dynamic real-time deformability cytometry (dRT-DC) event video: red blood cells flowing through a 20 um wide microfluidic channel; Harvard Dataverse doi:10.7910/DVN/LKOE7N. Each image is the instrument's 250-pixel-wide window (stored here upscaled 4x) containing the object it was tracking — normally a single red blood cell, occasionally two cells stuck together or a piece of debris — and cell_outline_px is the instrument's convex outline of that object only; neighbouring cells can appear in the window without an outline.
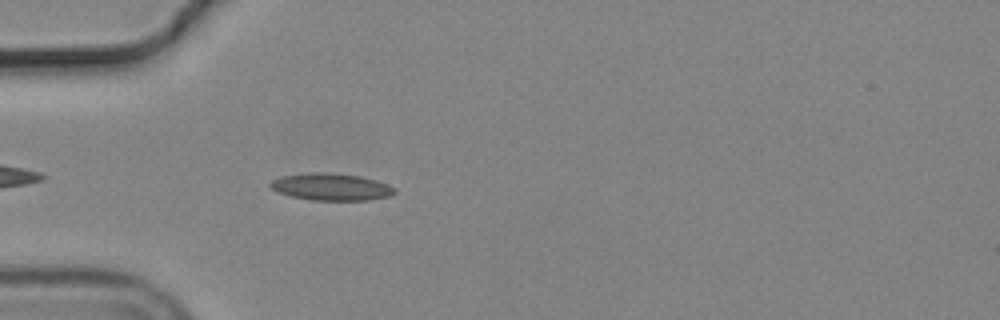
{"species": "common noctule bat (a hibernating species)", "species_latin": "Nyctalus noctula", "temperature_condition": "cold", "stored_images_in_passage": 14, "camera_frame_rate_fps": 3000, "um_per_image_px": 0.085, "animal": {"sex": "male", "body_mass_g": 19.2, "forearm_length_mm": 51.8}, "frame": {"image": 1, "passage_image": 4, "time_ms": 1.0, "image_size_px": [1000, 320], "cell_outline_px": [[396, 192], [388, 196], [368, 200], [316, 200], [292, 196], [280, 192], [272, 188], [268, 184], [272, 180], [280, 176], [308, 172], [324, 172], [360, 176], [376, 180], [392, 188]], "centroid_in_image_um": [28.1, 15.87], "position_along_channel_um": 56.9, "area_um2": 19.25}}
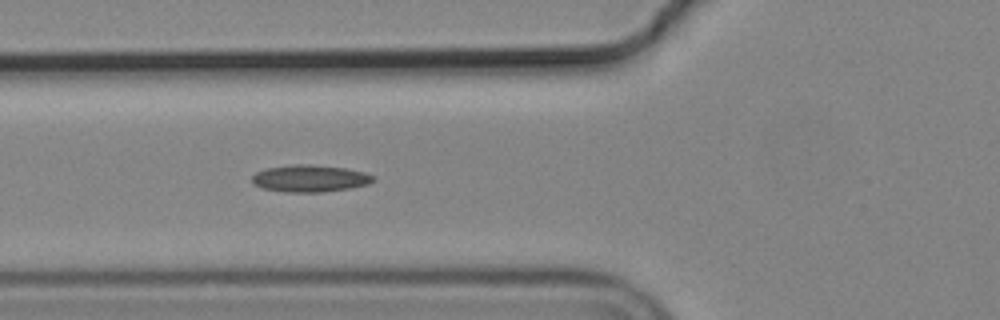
{"frame": {"image": 2, "passage_image": 8, "time_ms": 2.333, "image_size_px": [1000, 320], "cell_outline_px": [[376, 180], [368, 184], [348, 188], [320, 192], [288, 192], [264, 188], [252, 184], [252, 176], [256, 172], [264, 168], [292, 164], [312, 164], [344, 168], [364, 172], [376, 176]], "centroid_in_image_um": [26.34, 15.15], "position_along_channel_um": 99.5, "area_um2": 19.13}}
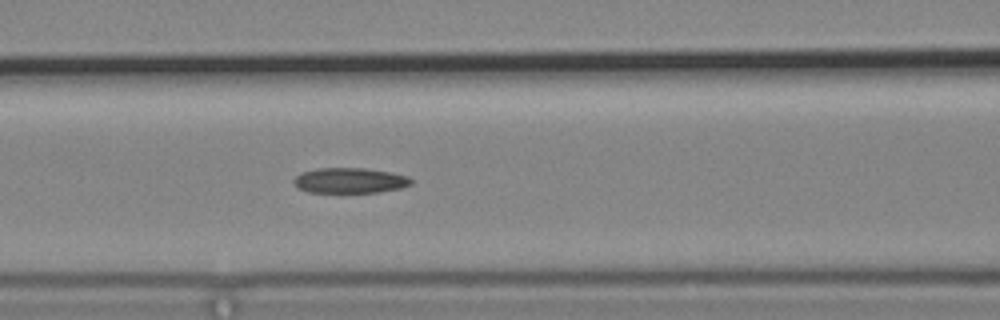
{"frame": {"image": 3, "passage_image": 11, "time_ms": 3.333, "image_size_px": [1000, 320], "cell_outline_px": [[412, 184], [400, 188], [376, 192], [308, 192], [300, 188], [292, 180], [300, 172], [316, 168], [364, 168], [392, 172], [408, 176], [412, 180]], "centroid_in_image_um": [29.74, 15.33], "position_along_channel_um": 136.9, "area_um2": 17.28}}